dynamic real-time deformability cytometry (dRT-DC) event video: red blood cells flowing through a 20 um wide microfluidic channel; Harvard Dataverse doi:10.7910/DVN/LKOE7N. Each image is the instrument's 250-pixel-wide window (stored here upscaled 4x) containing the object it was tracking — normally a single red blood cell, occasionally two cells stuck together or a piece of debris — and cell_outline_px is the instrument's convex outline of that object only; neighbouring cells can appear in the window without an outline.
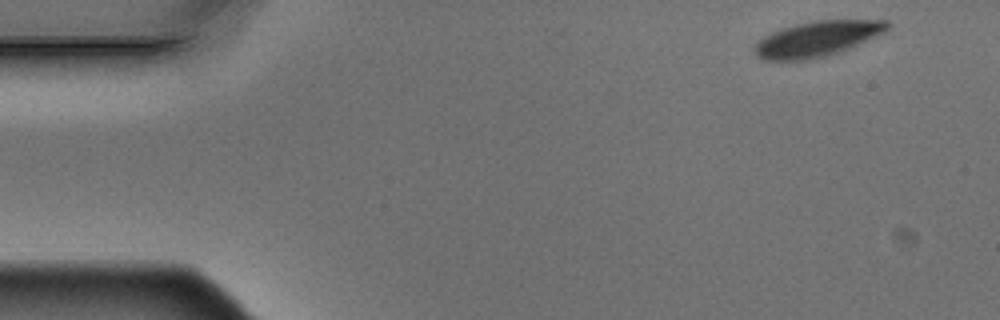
{"species": "Egyptian fruit bat (a non-hibernating species)", "species_latin": "Rousettus aegyptiacus", "temperature_condition": "warm", "stored_images_in_passage": 8, "camera_frame_rate_fps": 3000, "um_per_image_px": 0.085, "animal": {"sex": "male"}, "frame": {"image": 1, "passage_image": 1, "time_ms": 0.0, "image_size_px": [1000, 320], "cell_outline_px": [[892, 24], [884, 32], [840, 52], [828, 56], [812, 60], [764, 60], [756, 56], [752, 48], [756, 40], [772, 32], [796, 24], [816, 20], [888, 20]], "centroid_in_image_um": [69.42, 3.31], "position_along_channel_um": 15.6, "area_um2": 27.51}}
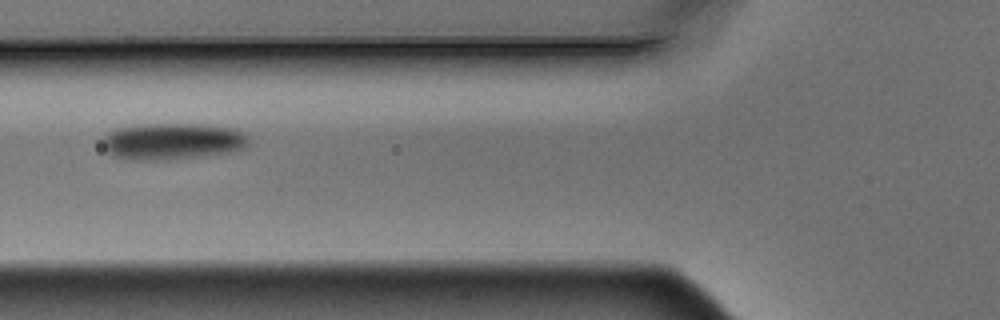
{"frame": {"image": 2, "passage_image": 5, "time_ms": 1.333, "image_size_px": [1000, 320], "cell_outline_px": [[248, 144], [244, 148], [224, 152], [168, 160], [136, 160], [112, 156], [104, 148], [104, 136], [112, 128], [140, 124], [204, 124], [236, 128], [248, 136]], "centroid_in_image_um": [14.62, 11.99], "position_along_channel_um": 111.2, "area_um2": 31.15}}
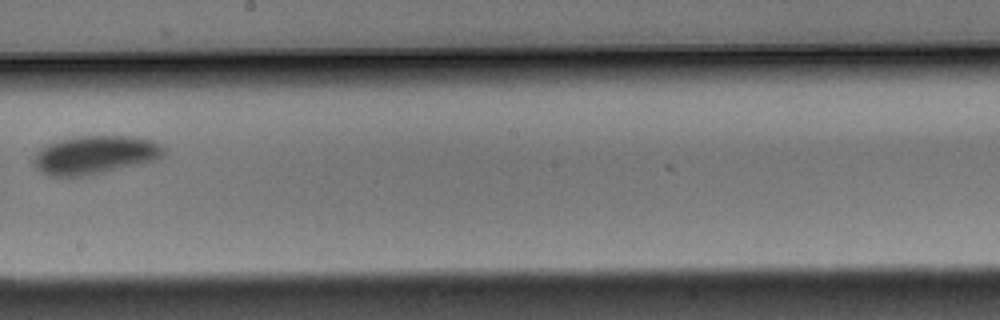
{"frame": {"image": 3, "passage_image": 8, "time_ms": 2.333, "image_size_px": [1000, 320], "cell_outline_px": [[164, 156], [160, 160], [144, 164], [84, 176], [48, 176], [36, 168], [32, 164], [32, 160], [48, 144], [56, 140], [72, 136], [136, 136], [152, 140], [160, 144], [164, 148]], "centroid_in_image_um": [8.14, 13.16], "position_along_channel_um": 240.1, "area_um2": 29.48}}